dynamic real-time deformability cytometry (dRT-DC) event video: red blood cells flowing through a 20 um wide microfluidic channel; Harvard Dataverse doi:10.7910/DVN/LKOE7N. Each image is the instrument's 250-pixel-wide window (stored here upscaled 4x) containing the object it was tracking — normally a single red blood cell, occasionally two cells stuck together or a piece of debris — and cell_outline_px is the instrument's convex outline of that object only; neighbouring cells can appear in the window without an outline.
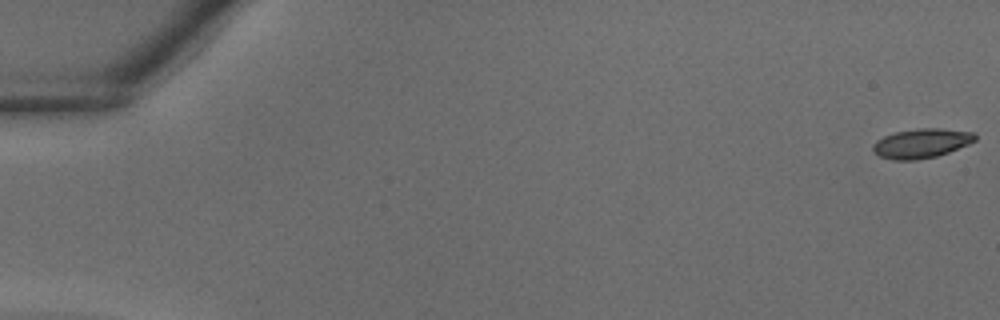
{"species": "common noctule bat (a hibernating species)", "species_latin": "Nyctalus noctula", "temperature_condition": "warm", "stored_images_in_passage": 39, "camera_frame_rate_fps": 3000, "um_per_image_px": 0.085, "animal": {"sex": "male", "body_mass_g": 18.8}, "frame": {"image": 1, "passage_image": 1, "time_ms": 0.0, "image_size_px": [1000, 320], "cell_outline_px": [[976, 140], [968, 144], [948, 152], [936, 156], [916, 160], [892, 160], [880, 156], [872, 148], [872, 144], [876, 140], [884, 136], [896, 132], [920, 128], [940, 128], [972, 132], [976, 136]], "centroid_in_image_um": [78.31, 12.18], "position_along_channel_um": 6.7, "area_um2": 17.34}}
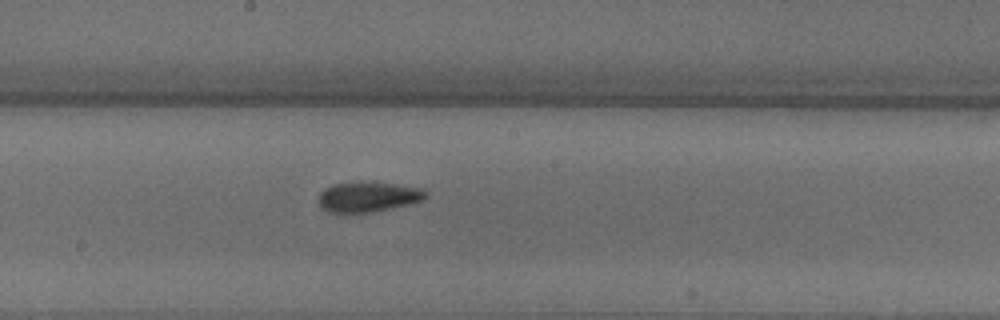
{"frame": {"image": 2, "passage_image": 22, "time_ms": 7.0, "image_size_px": [1000, 320], "cell_outline_px": [[428, 196], [424, 200], [392, 208], [372, 212], [328, 212], [320, 208], [320, 192], [324, 188], [332, 184], [392, 184], [420, 188], [428, 192]], "centroid_in_image_um": [31.3, 16.77], "position_along_channel_um": 216.9, "area_um2": 18.15}}
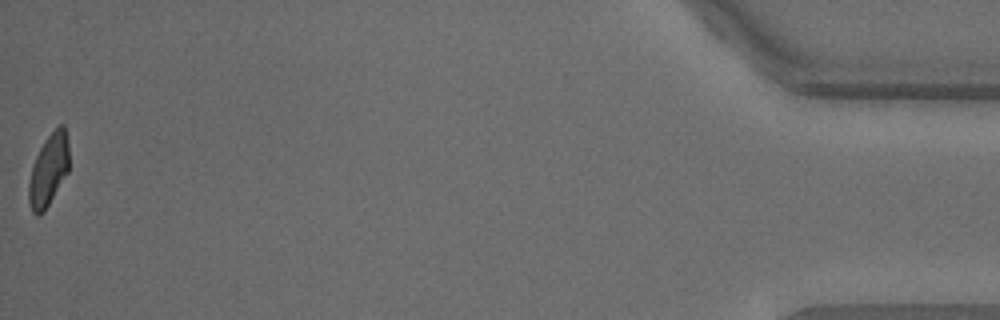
{"frame": {"image": 3, "passage_image": 39, "time_ms": 12.667, "image_size_px": [1000, 320], "cell_outline_px": [[68, 172], [44, 212], [40, 216], [36, 216], [32, 212], [28, 204], [28, 184], [32, 164], [44, 140], [60, 124], [64, 124], [68, 144]], "centroid_in_image_um": [4.1, 14.5], "position_along_channel_um": 431.1, "area_um2": 16.99}}